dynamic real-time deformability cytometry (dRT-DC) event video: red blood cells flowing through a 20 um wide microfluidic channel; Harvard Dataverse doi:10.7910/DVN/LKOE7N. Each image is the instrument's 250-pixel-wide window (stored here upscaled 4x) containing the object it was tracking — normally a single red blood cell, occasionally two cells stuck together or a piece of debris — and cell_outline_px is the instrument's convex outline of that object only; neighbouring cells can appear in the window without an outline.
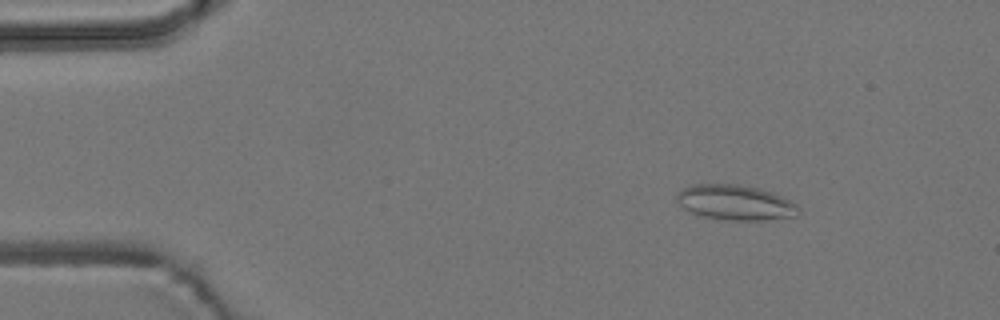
{"species": "common noctule bat (a hibernating species)", "species_latin": "Nyctalus noctula", "temperature_condition": "room temperature", "stored_images_in_passage": 55, "camera_frame_rate_fps": 3000, "um_per_image_px": 0.085, "animal": {"sex": "male", "body_mass_g": 19.2, "forearm_length_mm": 51.8}, "frame": {"image": 1, "passage_image": 8, "time_ms": 2.333, "image_size_px": [1000, 320], "cell_outline_px": [[800, 212], [796, 216], [764, 220], [728, 220], [704, 216], [692, 212], [684, 208], [676, 200], [676, 192], [692, 184], [736, 184], [756, 188], [772, 192], [796, 204], [800, 208]], "centroid_in_image_um": [62.49, 17.21], "position_along_channel_um": 22.5, "area_um2": 24.74}}
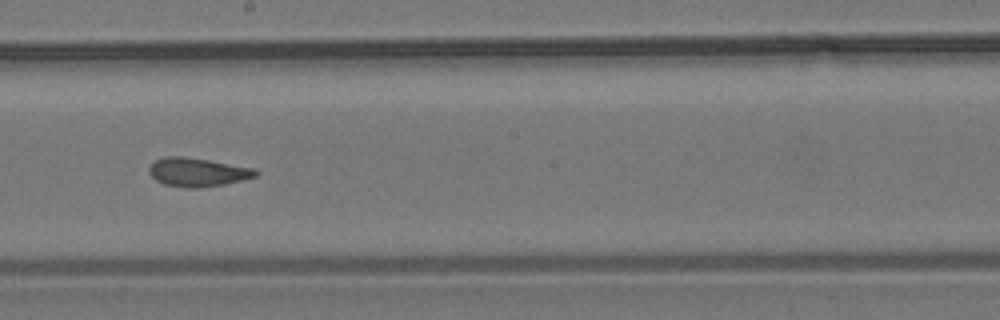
{"frame": {"image": 2, "passage_image": 31, "time_ms": 10.0, "image_size_px": [1000, 320], "cell_outline_px": [[260, 172], [256, 176], [224, 184], [196, 188], [188, 188], [164, 184], [156, 180], [148, 172], [148, 168], [156, 160], [164, 156], [180, 156], [208, 160], [256, 168]], "centroid_in_image_um": [16.79, 14.63], "position_along_channel_um": 231.4, "area_um2": 17.69}}
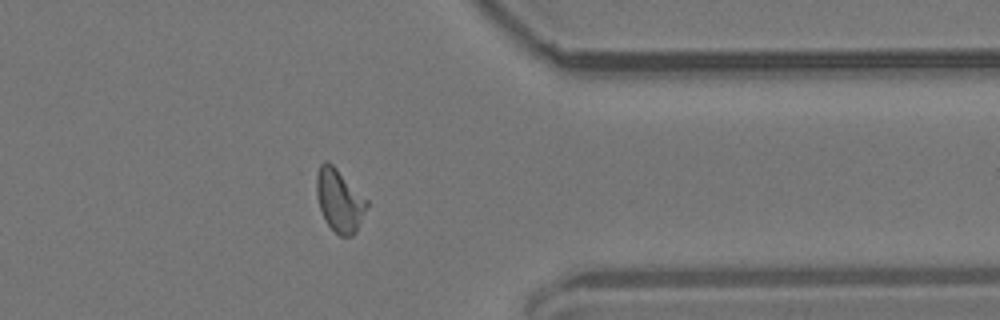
{"frame": {"image": 3, "passage_image": 44, "time_ms": 14.333, "image_size_px": [1000, 320], "cell_outline_px": [[368, 208], [356, 232], [352, 236], [340, 236], [324, 220], [320, 208], [316, 192], [316, 176], [320, 164], [324, 160], [328, 160], [368, 200]], "centroid_in_image_um": [28.86, 17.04], "position_along_channel_um": 382.5, "area_um2": 18.38}, "authors_computed_cell_mechanics": {"area_um2": 18.0914, "velocity_mm_per_s": 3.7634, "shape_relaxation_time_tau1_ms": null, "shape_relaxation_time_tau2_ms": 2.1512, "deformation_change_tau1": null, "deformation_change_tau2": 0.0878}}